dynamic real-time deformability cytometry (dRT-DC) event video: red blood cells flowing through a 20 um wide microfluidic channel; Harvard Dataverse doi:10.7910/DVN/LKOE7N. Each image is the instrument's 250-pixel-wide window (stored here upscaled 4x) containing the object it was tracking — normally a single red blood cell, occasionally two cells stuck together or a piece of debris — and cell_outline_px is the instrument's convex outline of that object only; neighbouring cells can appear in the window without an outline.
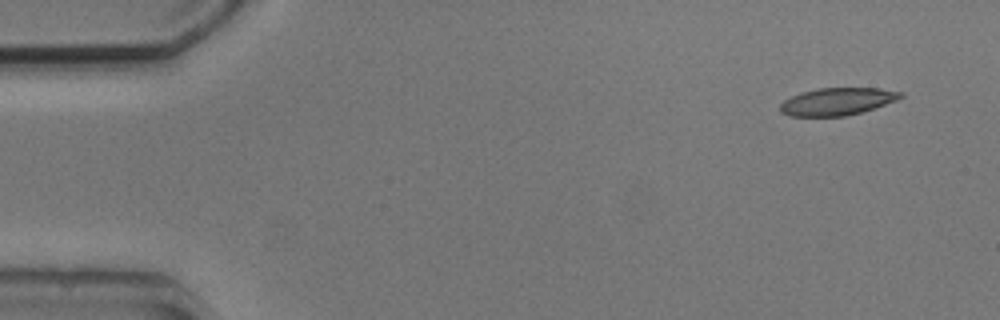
{"species": "common noctule bat (a hibernating species)", "species_latin": "Nyctalus noctula", "temperature_condition": "cold", "stored_images_in_passage": 4, "camera_frame_rate_fps": 3000, "um_per_image_px": 0.085, "animal": {"sex": "male", "body_mass_g": 20.5, "forearm_length_mm": 52.5}, "frame": {"image": 1, "passage_image": 1, "time_ms": 0.0, "image_size_px": [1000, 320], "cell_outline_px": [[904, 96], [896, 100], [860, 112], [844, 116], [788, 116], [780, 112], [780, 104], [784, 100], [800, 92], [816, 88], [880, 88], [904, 92]], "centroid_in_image_um": [71.14, 8.62], "position_along_channel_um": 13.9, "area_um2": 19.19}}
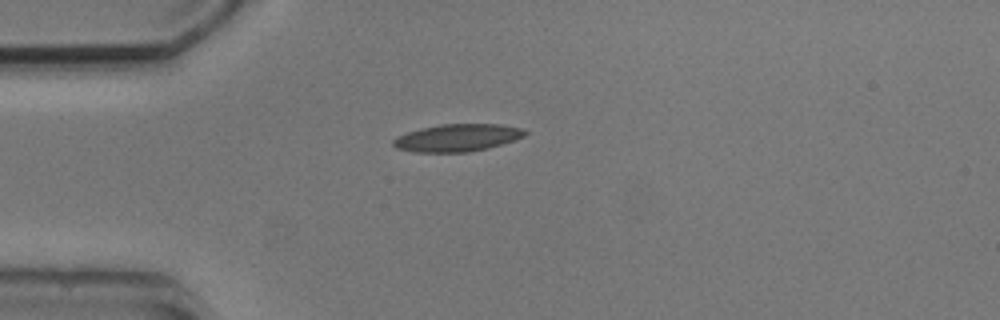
{"frame": {"image": 2, "passage_image": 4, "time_ms": 3.333, "image_size_px": [1000, 320], "cell_outline_px": [[528, 132], [524, 136], [488, 148], [468, 152], [412, 152], [396, 148], [392, 144], [392, 140], [396, 136], [420, 128], [440, 124], [500, 124], [524, 128]], "centroid_in_image_um": [38.84, 11.7], "position_along_channel_um": 46.2, "area_um2": 21.1}}